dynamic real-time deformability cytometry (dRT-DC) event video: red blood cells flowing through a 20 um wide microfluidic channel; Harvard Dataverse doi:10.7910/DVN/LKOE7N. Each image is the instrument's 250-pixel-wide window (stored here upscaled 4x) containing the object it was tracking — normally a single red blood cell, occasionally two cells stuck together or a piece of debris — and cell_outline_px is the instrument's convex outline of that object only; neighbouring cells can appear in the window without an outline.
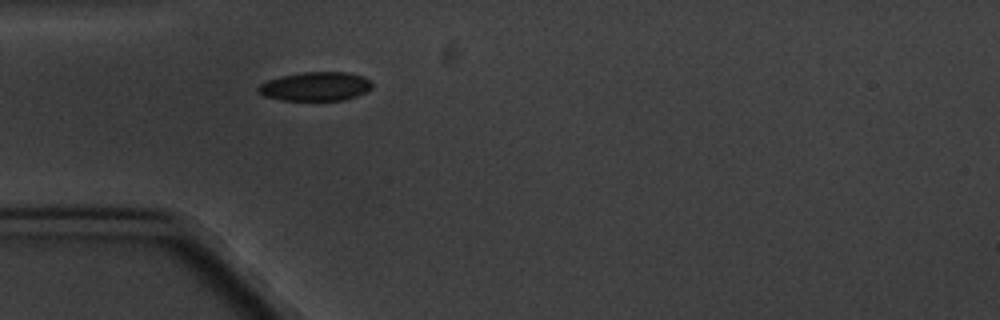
{"species": "common noctule bat (a hibernating species)", "species_latin": "Nyctalus noctula", "temperature_condition": "cold", "stored_images_in_passage": 1, "camera_frame_rate_fps": 3000, "um_per_image_px": 0.085, "animal": {"sex": "male", "body_mass_g": 20.1, "forearm_length_mm": 53.5}, "frame": {"image": 1, "passage_image": 1, "time_ms": 0.0, "image_size_px": [1000, 320], "cell_outline_px": [[372, 88], [356, 96], [344, 100], [280, 100], [264, 96], [256, 88], [260, 84], [268, 80], [280, 76], [300, 72], [348, 72], [364, 76], [372, 80]], "centroid_in_image_um": [26.84, 7.33], "position_along_channel_um": 58.2, "area_um2": 19.31}}